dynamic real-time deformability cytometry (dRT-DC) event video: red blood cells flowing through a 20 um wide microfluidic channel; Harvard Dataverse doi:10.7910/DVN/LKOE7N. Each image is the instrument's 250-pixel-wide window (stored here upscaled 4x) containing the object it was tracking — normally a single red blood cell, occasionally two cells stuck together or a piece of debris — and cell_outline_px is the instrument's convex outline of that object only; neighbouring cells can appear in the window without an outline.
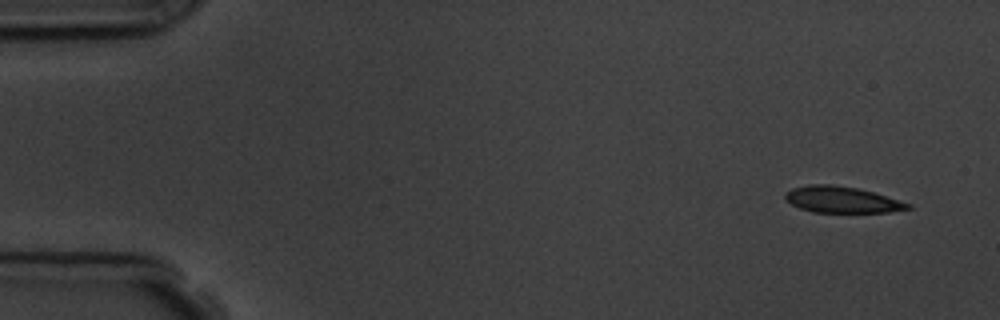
{"species": "common noctule bat (a hibernating species)", "species_latin": "Nyctalus noctula", "temperature_condition": "room temperature", "stored_images_in_passage": 5, "camera_frame_rate_fps": 3000, "um_per_image_px": 0.085, "animal": {"sex": "male", "body_mass_g": 19.5, "forearm_length_mm": 54.6}, "frame": {"image": 1, "passage_image": 1, "time_ms": 0.0, "image_size_px": [1000, 320], "cell_outline_px": [[912, 208], [888, 212], [812, 212], [800, 208], [784, 200], [784, 192], [792, 188], [808, 184], [832, 184], [856, 188], [872, 192], [912, 204]], "centroid_in_image_um": [71.5, 16.96], "position_along_channel_um": 13.5, "area_um2": 18.79}}
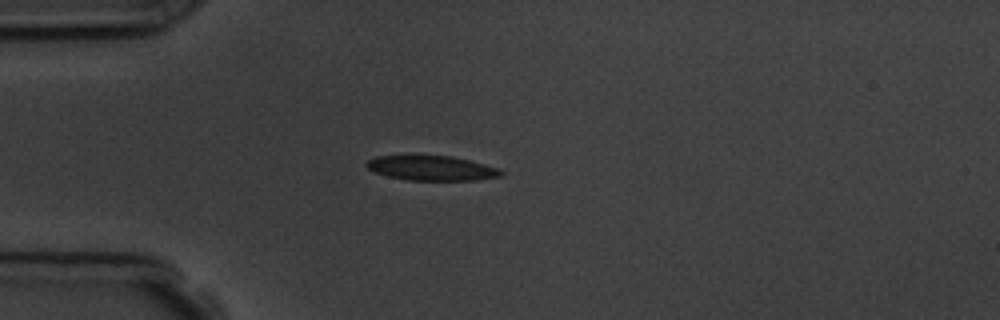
{"frame": {"image": 2, "passage_image": 4, "time_ms": 3.667, "image_size_px": [1000, 320], "cell_outline_px": [[504, 172], [500, 176], [476, 180], [408, 180], [388, 176], [376, 172], [368, 168], [364, 164], [368, 160], [376, 156], [452, 156], [484, 164], [496, 168]], "centroid_in_image_um": [36.67, 14.29], "position_along_channel_um": 48.3, "area_um2": 19.07}}